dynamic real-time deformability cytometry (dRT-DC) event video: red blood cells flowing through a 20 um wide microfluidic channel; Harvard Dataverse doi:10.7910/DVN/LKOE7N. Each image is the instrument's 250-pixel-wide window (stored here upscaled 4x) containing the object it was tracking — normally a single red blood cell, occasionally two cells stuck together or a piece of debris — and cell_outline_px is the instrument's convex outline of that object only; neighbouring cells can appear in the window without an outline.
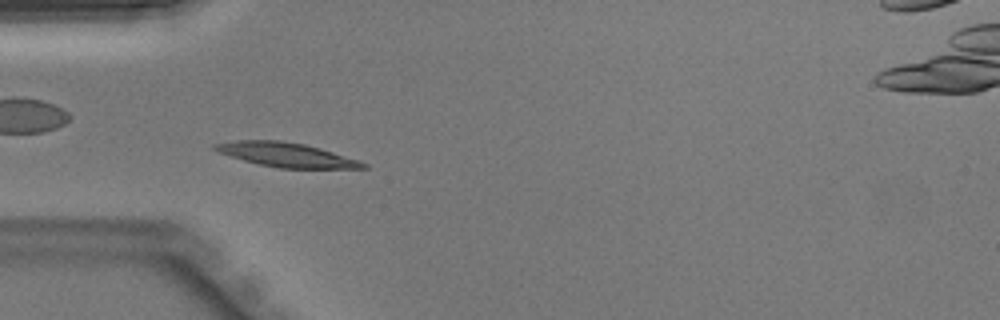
{"species": "Egyptian fruit bat (a non-hibernating species)", "species_latin": "Rousettus aegyptiacus", "temperature_condition": "warm", "stored_images_in_passage": 44, "camera_frame_rate_fps": 3000, "um_per_image_px": 0.085, "animal": {"sex": "male"}, "frame": {"image": 1, "passage_image": 13, "time_ms": 4.0, "image_size_px": [1000, 320], "cell_outline_px": [[368, 168], [280, 168], [260, 164], [244, 160], [220, 152], [212, 148], [212, 144], [236, 140], [280, 140], [304, 144], [360, 160], [368, 164]], "centroid_in_image_um": [24.35, 13.15], "position_along_channel_um": 60.6, "area_um2": 20.63}}